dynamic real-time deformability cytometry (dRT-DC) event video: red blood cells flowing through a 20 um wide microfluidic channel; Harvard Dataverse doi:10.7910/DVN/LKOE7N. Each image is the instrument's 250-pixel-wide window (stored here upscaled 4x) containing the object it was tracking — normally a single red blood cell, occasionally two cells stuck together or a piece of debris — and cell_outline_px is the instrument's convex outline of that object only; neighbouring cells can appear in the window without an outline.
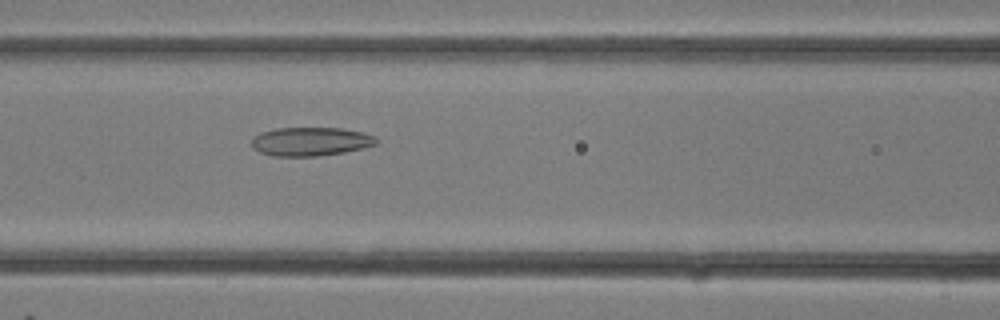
{"species": "common noctule bat (a hibernating species)", "species_latin": "Nyctalus noctula", "temperature_condition": "room temperature", "stored_images_in_passage": 5, "camera_frame_rate_fps": 3000, "um_per_image_px": 0.085, "animal": {"sex": "female"}, "frame": {"image": 1, "passage_image": 5, "time_ms": 1.333, "image_size_px": [1000, 320], "cell_outline_px": [[376, 144], [364, 148], [344, 152], [320, 156], [272, 156], [260, 152], [252, 148], [252, 136], [260, 132], [276, 128], [340, 128], [364, 132], [376, 136]], "centroid_in_image_um": [26.38, 12.03], "position_along_channel_um": 140.2, "area_um2": 21.04}}